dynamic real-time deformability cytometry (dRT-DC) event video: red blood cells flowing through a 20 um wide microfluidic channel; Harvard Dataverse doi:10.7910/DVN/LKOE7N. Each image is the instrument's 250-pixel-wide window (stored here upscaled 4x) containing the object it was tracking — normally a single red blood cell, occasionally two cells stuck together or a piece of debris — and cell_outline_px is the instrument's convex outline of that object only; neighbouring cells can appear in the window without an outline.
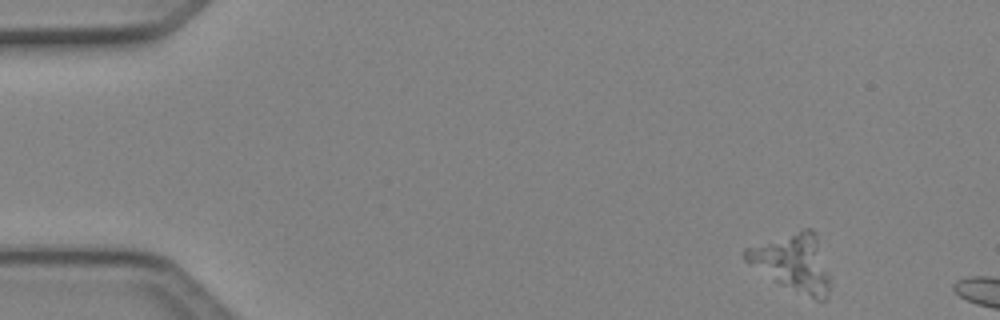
{"species": "Egyptian fruit bat (a non-hibernating species)", "species_latin": "Rousettus aegyptiacus", "temperature_condition": "cold", "stored_images_in_passage": 2, "camera_frame_rate_fps": 3000, "um_per_image_px": 0.085, "animal": {"sex": "female"}, "frame": {"image": 1, "passage_image": 1, "time_ms": 0.0, "image_size_px": [1000, 320], "cell_outline_px": [[828, 296], [824, 300], [816, 300], [780, 284], [744, 260], [744, 248], [800, 228], [812, 228], [816, 232], [828, 276]], "centroid_in_image_um": [67.38, 22.27], "position_along_channel_um": 17.6, "area_um2": 27.92}}